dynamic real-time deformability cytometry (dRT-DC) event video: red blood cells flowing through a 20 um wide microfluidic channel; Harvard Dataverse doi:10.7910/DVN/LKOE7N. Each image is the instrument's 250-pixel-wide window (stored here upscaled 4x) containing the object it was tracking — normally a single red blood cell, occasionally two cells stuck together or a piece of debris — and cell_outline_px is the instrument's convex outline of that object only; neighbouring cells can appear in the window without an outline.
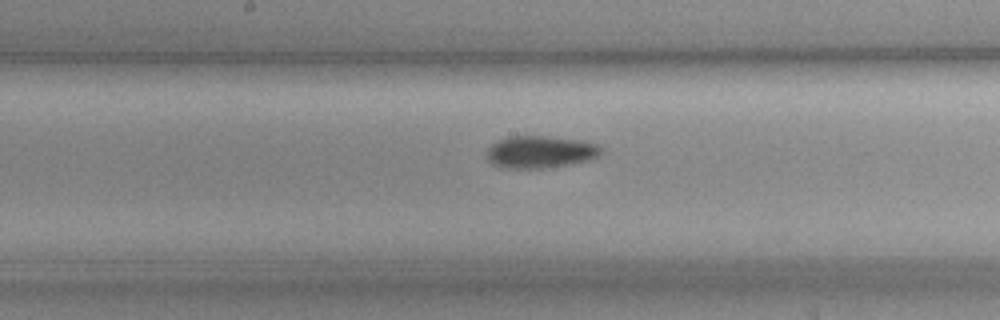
{"species": "common noctule bat (a hibernating species)", "species_latin": "Nyctalus noctula", "temperature_condition": "cold", "stored_images_in_passage": 28, "camera_frame_rate_fps": 3000, "um_per_image_px": 0.085, "animal": {"sex": "female", "body_mass_g": 19.3, "forearm_length_mm": 54.1}, "frame": {"image": 1, "passage_image": 26, "time_ms": 8.333, "image_size_px": [1000, 320], "cell_outline_px": [[604, 152], [588, 160], [540, 168], [508, 168], [492, 164], [484, 156], [488, 148], [496, 140], [508, 136], [544, 136], [580, 140], [596, 144], [604, 148]], "centroid_in_image_um": [45.87, 12.89], "position_along_channel_um": 202.3, "area_um2": 21.39}}